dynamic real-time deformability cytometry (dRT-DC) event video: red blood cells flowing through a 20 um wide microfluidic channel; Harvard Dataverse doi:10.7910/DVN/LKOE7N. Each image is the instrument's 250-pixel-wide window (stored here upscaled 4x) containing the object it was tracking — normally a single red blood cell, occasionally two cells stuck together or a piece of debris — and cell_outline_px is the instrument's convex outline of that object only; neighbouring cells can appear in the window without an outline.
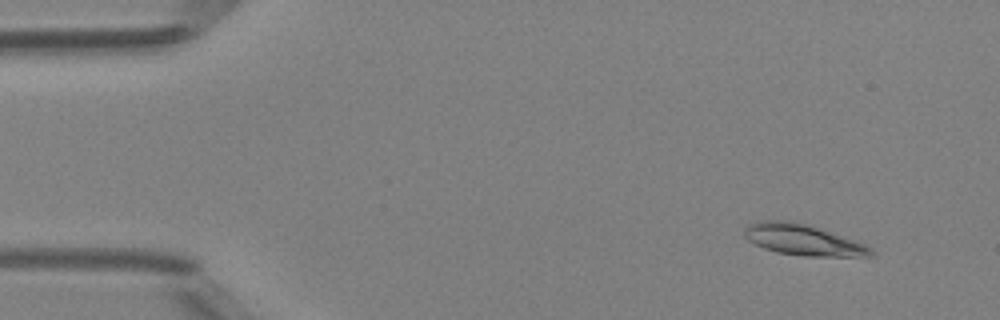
{"species": "Egyptian fruit bat (a non-hibernating species)", "species_latin": "Rousettus aegyptiacus", "temperature_condition": "room temperature", "stored_images_in_passage": 47, "camera_frame_rate_fps": 3000, "um_per_image_px": 0.085, "animal": {"sex": "female"}, "frame": {"image": 1, "passage_image": 1, "time_ms": 0.0, "image_size_px": [1000, 320], "cell_outline_px": [[876, 256], [804, 256], [776, 252], [764, 248], [748, 240], [744, 236], [744, 228], [748, 224], [756, 220], [788, 220], [808, 224], [864, 244], [872, 248], [876, 252]], "centroid_in_image_um": [68.23, 20.38], "position_along_channel_um": 16.8, "area_um2": 22.89}}
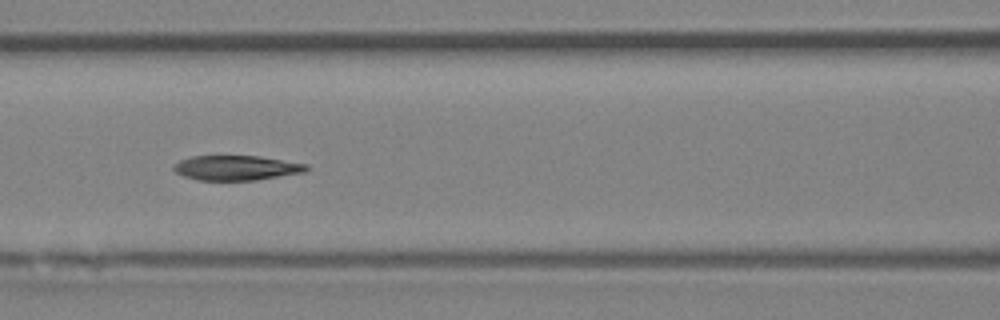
{"frame": {"image": 2, "passage_image": 18, "time_ms": 5.667, "image_size_px": [1000, 320], "cell_outline_px": [[308, 168], [304, 172], [256, 180], [200, 180], [184, 176], [176, 172], [172, 168], [180, 160], [192, 156], [260, 156], [308, 164]], "centroid_in_image_um": [20.1, 14.26], "position_along_channel_um": 146.5, "area_um2": 19.02}}
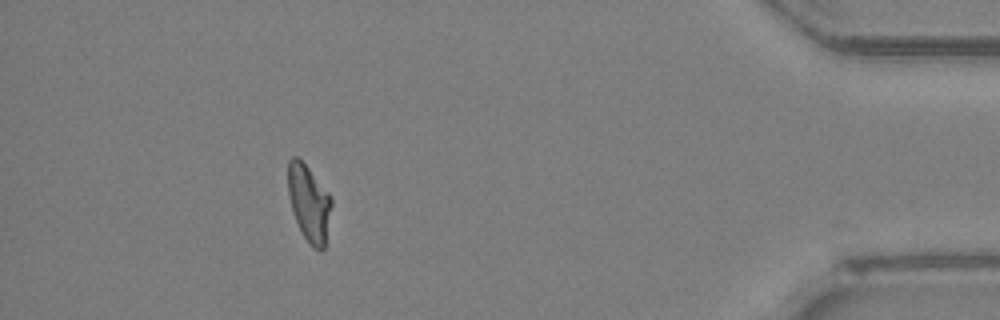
{"frame": {"image": 3, "passage_image": 41, "time_ms": 13.333, "image_size_px": [1000, 320], "cell_outline_px": [[332, 204], [324, 248], [320, 252], [312, 248], [304, 236], [296, 220], [288, 196], [288, 160], [292, 156], [296, 156], [308, 168], [328, 192], [332, 200]], "centroid_in_image_um": [26.26, 17.27], "position_along_channel_um": 408.9, "area_um2": 19.13}, "authors_computed_cell_mechanics": {"area_um2": 19.7676, "velocity_mm_per_s": 4.155, "shape_relaxation_time_tau1_ms": null, "shape_relaxation_time_tau2_ms": 3.6464, "deformation_change_tau1": null, "deformation_change_tau2": 0.0956}}